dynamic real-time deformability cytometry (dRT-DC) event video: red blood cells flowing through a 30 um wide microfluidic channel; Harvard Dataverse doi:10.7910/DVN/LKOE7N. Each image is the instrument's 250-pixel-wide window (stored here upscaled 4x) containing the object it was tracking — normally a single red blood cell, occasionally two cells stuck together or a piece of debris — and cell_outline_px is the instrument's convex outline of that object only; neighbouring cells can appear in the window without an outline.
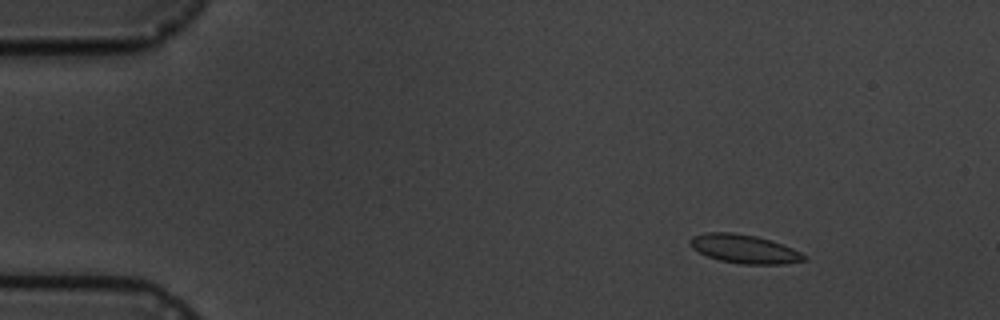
{"species": "common noctule bat (a hibernating species)", "species_latin": "Nyctalus noctula", "temperature_condition": "cold", "stored_images_in_passage": 5, "camera_frame_rate_fps": 3000, "um_per_image_px": 0.085, "animal": {"sex": "male", "body_mass_g": 19.5, "forearm_length_mm": 54.6}, "frame": {"image": 1, "passage_image": 2, "time_ms": 1.333, "image_size_px": [1000, 320], "cell_outline_px": [[808, 260], [784, 264], [740, 264], [720, 260], [708, 256], [692, 248], [688, 244], [688, 240], [692, 236], [704, 232], [732, 232], [756, 236], [772, 240], [784, 244], [808, 256]], "centroid_in_image_um": [63.28, 21.15], "position_along_channel_um": 21.7, "area_um2": 19.31}}
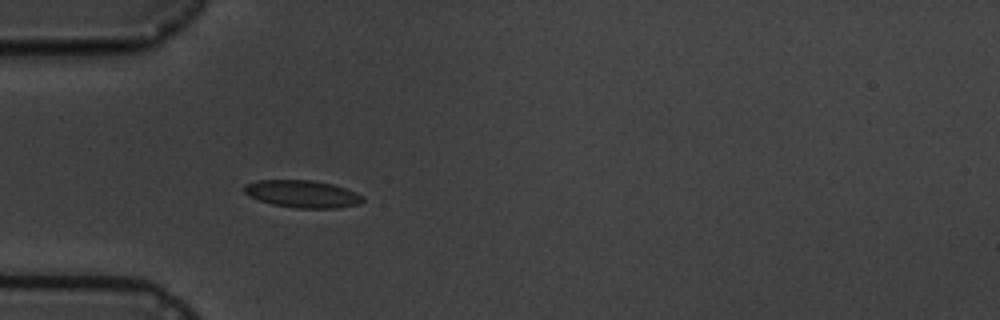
{"frame": {"image": 2, "passage_image": 5, "time_ms": 4.667, "image_size_px": [1000, 320], "cell_outline_px": [[364, 200], [360, 204], [336, 208], [296, 208], [272, 204], [248, 196], [244, 192], [244, 184], [260, 180], [312, 180], [332, 184], [356, 192], [364, 196]], "centroid_in_image_um": [25.71, 16.48], "position_along_channel_um": 59.3, "area_um2": 18.9}}